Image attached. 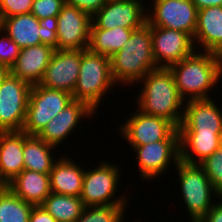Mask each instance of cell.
Returning <instances> with one entry per match:
<instances>
[{"instance_id": "cell-1", "label": "cell", "mask_w": 222, "mask_h": 222, "mask_svg": "<svg viewBox=\"0 0 222 222\" xmlns=\"http://www.w3.org/2000/svg\"><path fill=\"white\" fill-rule=\"evenodd\" d=\"M139 83L143 87L140 88L142 90L138 96L136 109L148 115L167 119L178 128L183 120L185 100L178 92L171 70H151Z\"/></svg>"}, {"instance_id": "cell-2", "label": "cell", "mask_w": 222, "mask_h": 222, "mask_svg": "<svg viewBox=\"0 0 222 222\" xmlns=\"http://www.w3.org/2000/svg\"><path fill=\"white\" fill-rule=\"evenodd\" d=\"M169 69L185 101L212 98L209 91L222 79V68L214 52L196 50Z\"/></svg>"}, {"instance_id": "cell-3", "label": "cell", "mask_w": 222, "mask_h": 222, "mask_svg": "<svg viewBox=\"0 0 222 222\" xmlns=\"http://www.w3.org/2000/svg\"><path fill=\"white\" fill-rule=\"evenodd\" d=\"M110 65L114 82L125 86H135L148 72L157 68L148 23L133 30L123 48L110 57Z\"/></svg>"}, {"instance_id": "cell-4", "label": "cell", "mask_w": 222, "mask_h": 222, "mask_svg": "<svg viewBox=\"0 0 222 222\" xmlns=\"http://www.w3.org/2000/svg\"><path fill=\"white\" fill-rule=\"evenodd\" d=\"M116 86L111 76L110 57L89 49L81 50L79 76L72 93L73 100L84 101L94 111H98L103 95Z\"/></svg>"}, {"instance_id": "cell-5", "label": "cell", "mask_w": 222, "mask_h": 222, "mask_svg": "<svg viewBox=\"0 0 222 222\" xmlns=\"http://www.w3.org/2000/svg\"><path fill=\"white\" fill-rule=\"evenodd\" d=\"M175 166L180 180L179 186H181L179 188L181 190L180 197L183 196V202L191 222H200L215 203L212 199H217V197L221 199V196L214 189L199 164H190L179 160ZM215 195L217 197H214Z\"/></svg>"}, {"instance_id": "cell-6", "label": "cell", "mask_w": 222, "mask_h": 222, "mask_svg": "<svg viewBox=\"0 0 222 222\" xmlns=\"http://www.w3.org/2000/svg\"><path fill=\"white\" fill-rule=\"evenodd\" d=\"M72 101V94L68 92L32 85L22 131L38 135Z\"/></svg>"}, {"instance_id": "cell-7", "label": "cell", "mask_w": 222, "mask_h": 222, "mask_svg": "<svg viewBox=\"0 0 222 222\" xmlns=\"http://www.w3.org/2000/svg\"><path fill=\"white\" fill-rule=\"evenodd\" d=\"M120 168L116 164L101 162L98 166L84 171L80 198L85 207L104 205H127L126 195L115 198L120 182ZM118 182V183H117Z\"/></svg>"}, {"instance_id": "cell-8", "label": "cell", "mask_w": 222, "mask_h": 222, "mask_svg": "<svg viewBox=\"0 0 222 222\" xmlns=\"http://www.w3.org/2000/svg\"><path fill=\"white\" fill-rule=\"evenodd\" d=\"M118 128V133L130 146H141L161 140H179L178 128L171 121L145 114L138 109Z\"/></svg>"}, {"instance_id": "cell-9", "label": "cell", "mask_w": 222, "mask_h": 222, "mask_svg": "<svg viewBox=\"0 0 222 222\" xmlns=\"http://www.w3.org/2000/svg\"><path fill=\"white\" fill-rule=\"evenodd\" d=\"M32 85L11 73L0 85V132L22 131Z\"/></svg>"}, {"instance_id": "cell-10", "label": "cell", "mask_w": 222, "mask_h": 222, "mask_svg": "<svg viewBox=\"0 0 222 222\" xmlns=\"http://www.w3.org/2000/svg\"><path fill=\"white\" fill-rule=\"evenodd\" d=\"M151 5L153 10L147 8L150 26L182 31L194 38L198 9L191 0H153Z\"/></svg>"}, {"instance_id": "cell-11", "label": "cell", "mask_w": 222, "mask_h": 222, "mask_svg": "<svg viewBox=\"0 0 222 222\" xmlns=\"http://www.w3.org/2000/svg\"><path fill=\"white\" fill-rule=\"evenodd\" d=\"M151 37L157 68H169L197 50L193 37L182 31L151 26Z\"/></svg>"}, {"instance_id": "cell-12", "label": "cell", "mask_w": 222, "mask_h": 222, "mask_svg": "<svg viewBox=\"0 0 222 222\" xmlns=\"http://www.w3.org/2000/svg\"><path fill=\"white\" fill-rule=\"evenodd\" d=\"M143 0H108L92 17L91 28L137 29L147 23V8Z\"/></svg>"}, {"instance_id": "cell-13", "label": "cell", "mask_w": 222, "mask_h": 222, "mask_svg": "<svg viewBox=\"0 0 222 222\" xmlns=\"http://www.w3.org/2000/svg\"><path fill=\"white\" fill-rule=\"evenodd\" d=\"M92 17L67 3L57 16V49H88Z\"/></svg>"}, {"instance_id": "cell-14", "label": "cell", "mask_w": 222, "mask_h": 222, "mask_svg": "<svg viewBox=\"0 0 222 222\" xmlns=\"http://www.w3.org/2000/svg\"><path fill=\"white\" fill-rule=\"evenodd\" d=\"M131 148L136 153L140 175L146 181L161 176L180 160L179 140H161Z\"/></svg>"}, {"instance_id": "cell-15", "label": "cell", "mask_w": 222, "mask_h": 222, "mask_svg": "<svg viewBox=\"0 0 222 222\" xmlns=\"http://www.w3.org/2000/svg\"><path fill=\"white\" fill-rule=\"evenodd\" d=\"M81 63V50H54L39 85L70 94L76 86Z\"/></svg>"}, {"instance_id": "cell-16", "label": "cell", "mask_w": 222, "mask_h": 222, "mask_svg": "<svg viewBox=\"0 0 222 222\" xmlns=\"http://www.w3.org/2000/svg\"><path fill=\"white\" fill-rule=\"evenodd\" d=\"M185 102L179 133H222V108L216 101L207 98Z\"/></svg>"}, {"instance_id": "cell-17", "label": "cell", "mask_w": 222, "mask_h": 222, "mask_svg": "<svg viewBox=\"0 0 222 222\" xmlns=\"http://www.w3.org/2000/svg\"><path fill=\"white\" fill-rule=\"evenodd\" d=\"M95 112L97 111H94L86 102L73 100L37 136L57 148L71 134V131L73 133L81 119L84 117L91 119Z\"/></svg>"}, {"instance_id": "cell-18", "label": "cell", "mask_w": 222, "mask_h": 222, "mask_svg": "<svg viewBox=\"0 0 222 222\" xmlns=\"http://www.w3.org/2000/svg\"><path fill=\"white\" fill-rule=\"evenodd\" d=\"M23 131L0 132V186H6L24 170Z\"/></svg>"}, {"instance_id": "cell-19", "label": "cell", "mask_w": 222, "mask_h": 222, "mask_svg": "<svg viewBox=\"0 0 222 222\" xmlns=\"http://www.w3.org/2000/svg\"><path fill=\"white\" fill-rule=\"evenodd\" d=\"M54 50L45 44L21 48L10 73L31 85L39 84Z\"/></svg>"}, {"instance_id": "cell-20", "label": "cell", "mask_w": 222, "mask_h": 222, "mask_svg": "<svg viewBox=\"0 0 222 222\" xmlns=\"http://www.w3.org/2000/svg\"><path fill=\"white\" fill-rule=\"evenodd\" d=\"M195 47L216 53L222 47V6L198 10L197 27L194 35ZM200 47L198 48V46Z\"/></svg>"}, {"instance_id": "cell-21", "label": "cell", "mask_w": 222, "mask_h": 222, "mask_svg": "<svg viewBox=\"0 0 222 222\" xmlns=\"http://www.w3.org/2000/svg\"><path fill=\"white\" fill-rule=\"evenodd\" d=\"M65 156L55 161L49 173L51 192L80 197L86 169Z\"/></svg>"}, {"instance_id": "cell-22", "label": "cell", "mask_w": 222, "mask_h": 222, "mask_svg": "<svg viewBox=\"0 0 222 222\" xmlns=\"http://www.w3.org/2000/svg\"><path fill=\"white\" fill-rule=\"evenodd\" d=\"M6 186L16 196L33 206H41L51 193L49 174L26 169Z\"/></svg>"}, {"instance_id": "cell-23", "label": "cell", "mask_w": 222, "mask_h": 222, "mask_svg": "<svg viewBox=\"0 0 222 222\" xmlns=\"http://www.w3.org/2000/svg\"><path fill=\"white\" fill-rule=\"evenodd\" d=\"M222 133H179L180 160L199 164L220 148Z\"/></svg>"}, {"instance_id": "cell-24", "label": "cell", "mask_w": 222, "mask_h": 222, "mask_svg": "<svg viewBox=\"0 0 222 222\" xmlns=\"http://www.w3.org/2000/svg\"><path fill=\"white\" fill-rule=\"evenodd\" d=\"M0 28L20 48L41 44L40 35L42 32L39 20L32 13L0 18Z\"/></svg>"}, {"instance_id": "cell-25", "label": "cell", "mask_w": 222, "mask_h": 222, "mask_svg": "<svg viewBox=\"0 0 222 222\" xmlns=\"http://www.w3.org/2000/svg\"><path fill=\"white\" fill-rule=\"evenodd\" d=\"M54 148L37 135H28L23 147L24 169L49 174L57 160L51 154Z\"/></svg>"}, {"instance_id": "cell-26", "label": "cell", "mask_w": 222, "mask_h": 222, "mask_svg": "<svg viewBox=\"0 0 222 222\" xmlns=\"http://www.w3.org/2000/svg\"><path fill=\"white\" fill-rule=\"evenodd\" d=\"M133 30L135 29L122 27L113 29L90 28L88 49L94 53L111 57L123 48Z\"/></svg>"}, {"instance_id": "cell-27", "label": "cell", "mask_w": 222, "mask_h": 222, "mask_svg": "<svg viewBox=\"0 0 222 222\" xmlns=\"http://www.w3.org/2000/svg\"><path fill=\"white\" fill-rule=\"evenodd\" d=\"M57 222H76L85 205L78 196L51 192L41 205Z\"/></svg>"}, {"instance_id": "cell-28", "label": "cell", "mask_w": 222, "mask_h": 222, "mask_svg": "<svg viewBox=\"0 0 222 222\" xmlns=\"http://www.w3.org/2000/svg\"><path fill=\"white\" fill-rule=\"evenodd\" d=\"M33 205L16 196L7 186H0V222H29Z\"/></svg>"}, {"instance_id": "cell-29", "label": "cell", "mask_w": 222, "mask_h": 222, "mask_svg": "<svg viewBox=\"0 0 222 222\" xmlns=\"http://www.w3.org/2000/svg\"><path fill=\"white\" fill-rule=\"evenodd\" d=\"M126 205L85 207L76 222H125Z\"/></svg>"}, {"instance_id": "cell-30", "label": "cell", "mask_w": 222, "mask_h": 222, "mask_svg": "<svg viewBox=\"0 0 222 222\" xmlns=\"http://www.w3.org/2000/svg\"><path fill=\"white\" fill-rule=\"evenodd\" d=\"M199 165L203 168L214 189L222 197V148L205 158Z\"/></svg>"}, {"instance_id": "cell-31", "label": "cell", "mask_w": 222, "mask_h": 222, "mask_svg": "<svg viewBox=\"0 0 222 222\" xmlns=\"http://www.w3.org/2000/svg\"><path fill=\"white\" fill-rule=\"evenodd\" d=\"M66 0H33L31 13L38 19L57 17Z\"/></svg>"}, {"instance_id": "cell-32", "label": "cell", "mask_w": 222, "mask_h": 222, "mask_svg": "<svg viewBox=\"0 0 222 222\" xmlns=\"http://www.w3.org/2000/svg\"><path fill=\"white\" fill-rule=\"evenodd\" d=\"M0 63L9 69L14 65L17 60L20 47L0 28Z\"/></svg>"}, {"instance_id": "cell-33", "label": "cell", "mask_w": 222, "mask_h": 222, "mask_svg": "<svg viewBox=\"0 0 222 222\" xmlns=\"http://www.w3.org/2000/svg\"><path fill=\"white\" fill-rule=\"evenodd\" d=\"M33 0H0V18L31 13Z\"/></svg>"}, {"instance_id": "cell-34", "label": "cell", "mask_w": 222, "mask_h": 222, "mask_svg": "<svg viewBox=\"0 0 222 222\" xmlns=\"http://www.w3.org/2000/svg\"><path fill=\"white\" fill-rule=\"evenodd\" d=\"M42 35L41 44L57 49V17H47L39 20Z\"/></svg>"}, {"instance_id": "cell-35", "label": "cell", "mask_w": 222, "mask_h": 222, "mask_svg": "<svg viewBox=\"0 0 222 222\" xmlns=\"http://www.w3.org/2000/svg\"><path fill=\"white\" fill-rule=\"evenodd\" d=\"M107 1L108 0H66V3L93 17Z\"/></svg>"}, {"instance_id": "cell-36", "label": "cell", "mask_w": 222, "mask_h": 222, "mask_svg": "<svg viewBox=\"0 0 222 222\" xmlns=\"http://www.w3.org/2000/svg\"><path fill=\"white\" fill-rule=\"evenodd\" d=\"M29 222H57L42 206H33Z\"/></svg>"}, {"instance_id": "cell-37", "label": "cell", "mask_w": 222, "mask_h": 222, "mask_svg": "<svg viewBox=\"0 0 222 222\" xmlns=\"http://www.w3.org/2000/svg\"><path fill=\"white\" fill-rule=\"evenodd\" d=\"M217 202L213 204L207 215L200 222H222V201L218 200Z\"/></svg>"}, {"instance_id": "cell-38", "label": "cell", "mask_w": 222, "mask_h": 222, "mask_svg": "<svg viewBox=\"0 0 222 222\" xmlns=\"http://www.w3.org/2000/svg\"><path fill=\"white\" fill-rule=\"evenodd\" d=\"M198 10L212 6H222V0H191Z\"/></svg>"}, {"instance_id": "cell-39", "label": "cell", "mask_w": 222, "mask_h": 222, "mask_svg": "<svg viewBox=\"0 0 222 222\" xmlns=\"http://www.w3.org/2000/svg\"><path fill=\"white\" fill-rule=\"evenodd\" d=\"M9 73L10 69L0 63V85L4 81V79L8 76Z\"/></svg>"}, {"instance_id": "cell-40", "label": "cell", "mask_w": 222, "mask_h": 222, "mask_svg": "<svg viewBox=\"0 0 222 222\" xmlns=\"http://www.w3.org/2000/svg\"><path fill=\"white\" fill-rule=\"evenodd\" d=\"M215 54L222 68V47Z\"/></svg>"}, {"instance_id": "cell-41", "label": "cell", "mask_w": 222, "mask_h": 222, "mask_svg": "<svg viewBox=\"0 0 222 222\" xmlns=\"http://www.w3.org/2000/svg\"><path fill=\"white\" fill-rule=\"evenodd\" d=\"M220 148H222V135H221V141H220Z\"/></svg>"}]
</instances>
